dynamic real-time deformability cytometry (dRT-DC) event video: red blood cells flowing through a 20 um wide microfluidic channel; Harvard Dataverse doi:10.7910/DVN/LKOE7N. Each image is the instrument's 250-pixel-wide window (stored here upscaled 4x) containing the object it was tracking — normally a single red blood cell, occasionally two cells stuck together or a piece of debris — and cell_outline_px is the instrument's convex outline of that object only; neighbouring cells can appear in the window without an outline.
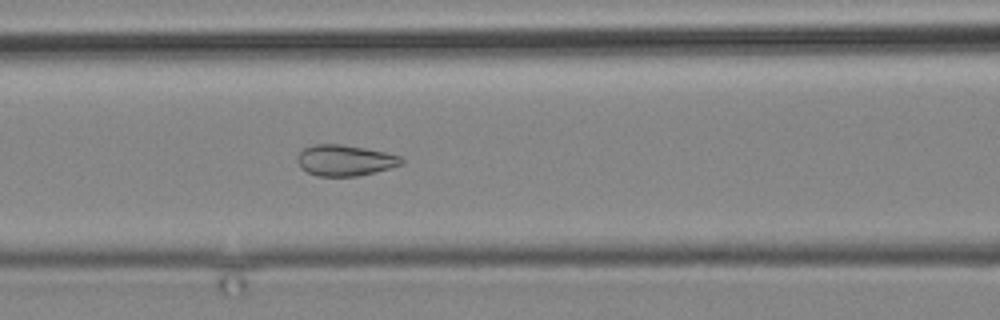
{"species": "common noctule bat (a hibernating species)", "species_latin": "Nyctalus noctula", "temperature_condition": "cold", "stored_images_in_passage": 11, "camera_frame_rate_fps": 3000, "um_per_image_px": 0.085, "animal": {"sex": "male", "body_mass_g": 19.2, "forearm_length_mm": 51.8}, "frame": {"image": 1, "passage_image": 11, "time_ms": 12.333, "image_size_px": [1000, 320], "cell_outline_px": [[404, 164], [392, 168], [360, 176], [316, 176], [300, 168], [296, 160], [296, 156], [304, 148], [316, 144], [340, 144], [364, 148], [384, 152], [400, 156], [404, 160]], "centroid_in_image_um": [29.32, 13.64], "position_along_channel_um": 137.3, "area_um2": 18.96}}